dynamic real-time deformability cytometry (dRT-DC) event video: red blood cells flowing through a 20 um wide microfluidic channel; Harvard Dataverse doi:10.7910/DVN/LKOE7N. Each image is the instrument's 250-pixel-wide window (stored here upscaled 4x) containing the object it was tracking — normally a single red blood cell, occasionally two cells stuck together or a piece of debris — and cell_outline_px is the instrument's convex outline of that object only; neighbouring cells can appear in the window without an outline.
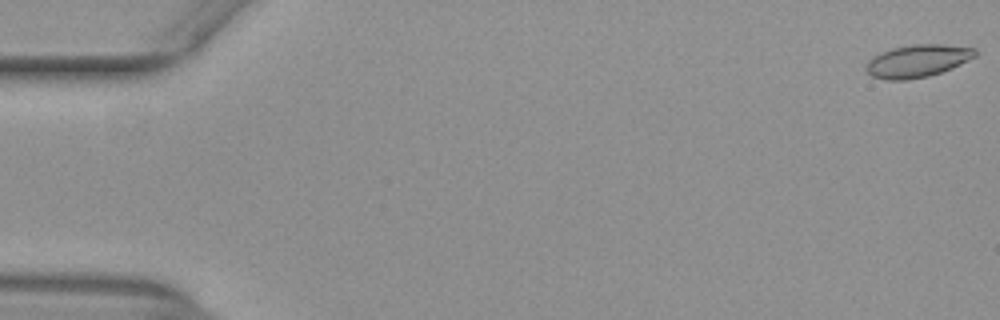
{"species": "common noctule bat (a hibernating species)", "species_latin": "Nyctalus noctula", "temperature_condition": "warm", "stored_images_in_passage": 14, "camera_frame_rate_fps": 3000, "um_per_image_px": 0.085, "animal": {"sex": "female", "body_mass_g": 29.2, "forearm_length_mm": 56.3}, "frame": {"image": 1, "passage_image": 1, "time_ms": 0.0, "image_size_px": [1000, 320], "cell_outline_px": [[976, 56], [952, 68], [928, 76], [908, 80], [884, 80], [872, 76], [864, 68], [868, 60], [872, 56], [880, 52], [892, 48], [912, 44], [944, 44], [976, 48]], "centroid_in_image_um": [77.96, 5.18], "position_along_channel_um": 7.0, "area_um2": 20.87}}